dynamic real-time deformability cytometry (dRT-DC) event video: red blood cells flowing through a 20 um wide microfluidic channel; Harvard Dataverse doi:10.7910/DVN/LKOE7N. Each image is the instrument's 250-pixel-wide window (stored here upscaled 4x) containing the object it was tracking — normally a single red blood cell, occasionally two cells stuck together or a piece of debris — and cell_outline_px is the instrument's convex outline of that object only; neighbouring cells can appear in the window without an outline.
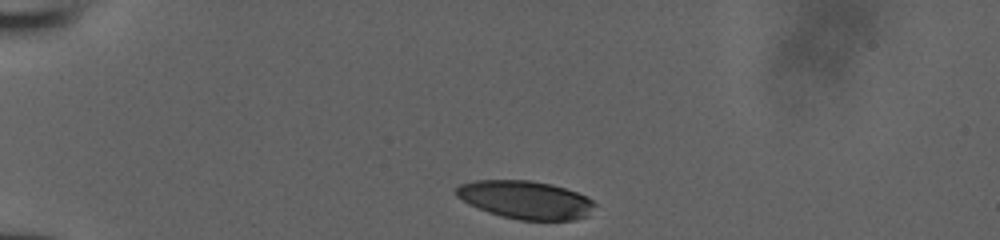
{"species": "human", "species_latin": "Homo sapiens", "temperature_condition": "room temperature", "stored_images_in_passage": 32, "camera_frame_rate_fps": 3000, "um_per_image_px": 0.085, "donor": {"sex": "male"}, "frame": {"image": 1, "passage_image": 1, "time_ms": 0.0, "image_size_px": [1000, 240], "cell_outline_px": [[596, 204], [588, 216], [572, 220], [520, 220], [500, 216], [488, 212], [468, 204], [456, 196], [452, 192], [460, 184], [472, 180], [528, 180], [552, 184], [588, 196]], "centroid_in_image_um": [44.64, 16.98], "position_along_channel_um": 40.4, "area_um2": 31.04}}
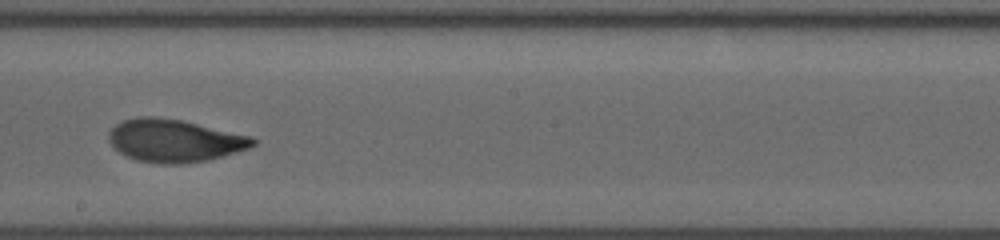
{"frame": {"image": 2, "passage_image": 19, "time_ms": 6.0, "image_size_px": [1000, 240], "cell_outline_px": [[256, 144], [248, 148], [236, 152], [208, 160], [184, 164], [156, 164], [136, 160], [120, 152], [108, 140], [108, 132], [116, 124], [124, 120], [140, 116], [152, 116], [180, 120], [252, 136], [256, 140]], "centroid_in_image_um": [14.82, 11.96], "position_along_channel_um": 233.4, "area_um2": 35.78}}
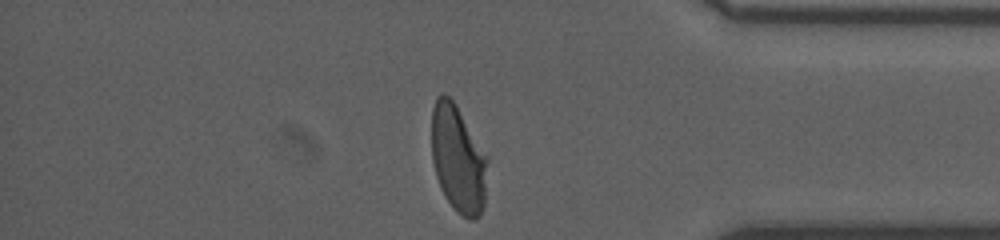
{"frame": {"image": 3, "passage_image": 32, "time_ms": 10.333, "image_size_px": [1000, 240], "cell_outline_px": [[488, 160], [484, 204], [480, 216], [472, 220], [456, 212], [452, 208], [444, 196], [440, 188], [436, 176], [432, 160], [432, 108], [436, 96], [444, 92], [456, 104], [488, 156]], "centroid_in_image_um": [38.94, 13.51], "position_along_channel_um": 396.3, "area_um2": 35.37}}